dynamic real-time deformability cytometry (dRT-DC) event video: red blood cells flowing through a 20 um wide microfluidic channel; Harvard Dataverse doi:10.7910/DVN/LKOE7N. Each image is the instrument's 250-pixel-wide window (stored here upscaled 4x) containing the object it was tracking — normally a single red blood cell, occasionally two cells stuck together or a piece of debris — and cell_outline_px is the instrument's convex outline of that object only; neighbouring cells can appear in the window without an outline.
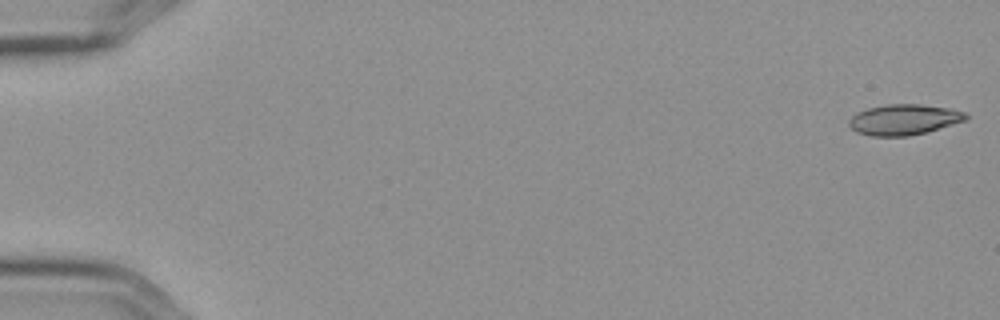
{"species": "Egyptian fruit bat (a non-hibernating species)", "species_latin": "Rousettus aegyptiacus", "temperature_condition": "cold", "stored_images_in_passage": 6, "camera_frame_rate_fps": 3000, "um_per_image_px": 0.085, "frame": {"image": 1, "passage_image": 1, "time_ms": 0.0, "image_size_px": [1000, 320], "cell_outline_px": [[968, 120], [924, 132], [908, 136], [872, 136], [856, 132], [848, 124], [848, 120], [856, 112], [868, 108], [884, 104], [920, 104], [952, 108], [964, 112], [968, 116]], "centroid_in_image_um": [76.82, 10.15], "position_along_channel_um": 8.2, "area_um2": 20.92}}